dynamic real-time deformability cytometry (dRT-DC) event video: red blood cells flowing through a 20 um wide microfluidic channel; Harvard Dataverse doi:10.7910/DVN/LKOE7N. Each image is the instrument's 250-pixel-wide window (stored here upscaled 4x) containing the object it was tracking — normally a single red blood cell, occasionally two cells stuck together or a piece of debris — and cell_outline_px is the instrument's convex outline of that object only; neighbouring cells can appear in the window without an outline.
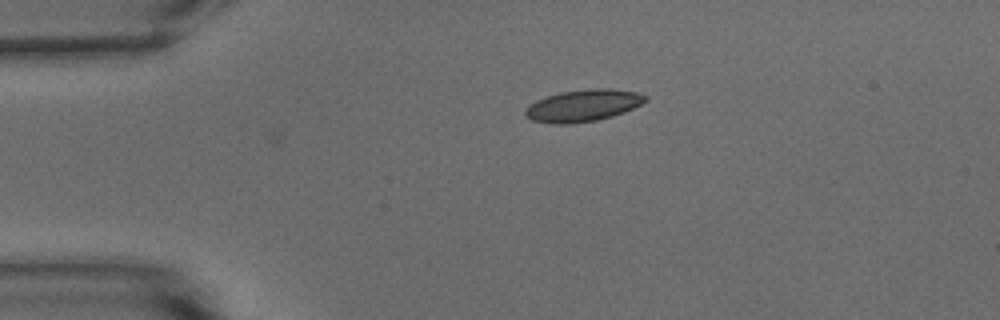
{"species": "common noctule bat (a hibernating species)", "species_latin": "Nyctalus noctula", "temperature_condition": "warm", "stored_images_in_passage": 33, "camera_frame_rate_fps": 3000, "um_per_image_px": 0.085, "animal": {"sex": "male", "body_mass_g": 15.6}, "frame": {"image": 1, "passage_image": 1, "time_ms": 0.0, "image_size_px": [1000, 320], "cell_outline_px": [[648, 100], [624, 112], [612, 116], [596, 120], [572, 124], [552, 124], [532, 120], [524, 112], [528, 104], [536, 100], [560, 92], [588, 88], [608, 88], [636, 92], [648, 96]], "centroid_in_image_um": [49.56, 8.96], "position_along_channel_um": 35.4, "area_um2": 22.37}}
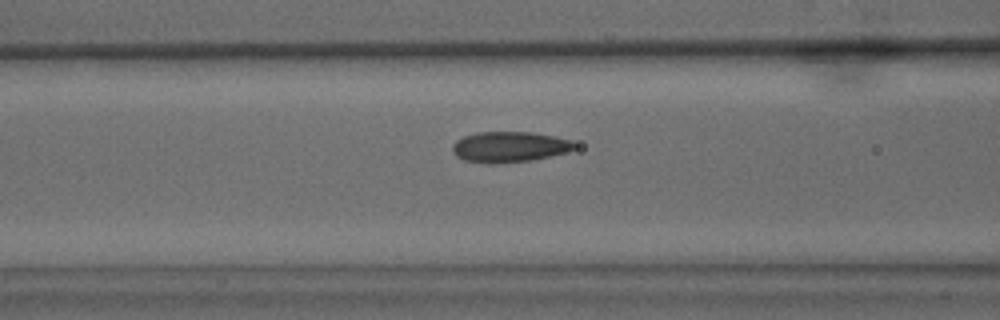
{"frame": {"image": 2, "passage_image": 11, "time_ms": 3.333, "image_size_px": [1000, 320], "cell_outline_px": [[576, 148], [568, 152], [552, 156], [532, 160], [496, 164], [488, 164], [464, 160], [456, 156], [452, 152], [452, 144], [456, 140], [464, 136], [480, 132], [532, 132], [556, 136], [572, 140], [576, 144]], "centroid_in_image_um": [43.32, 12.49], "position_along_channel_um": 123.3, "area_um2": 22.14}}
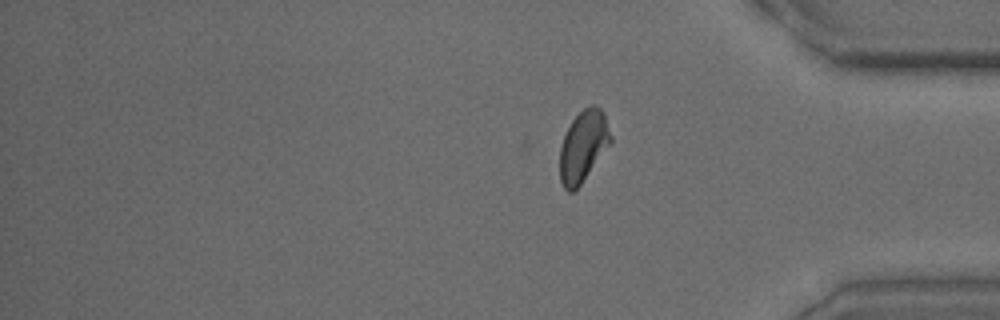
{"frame": {"image": 3, "passage_image": 33, "time_ms": 10.667, "image_size_px": [1000, 320], "cell_outline_px": [[612, 144], [580, 184], [572, 192], [568, 192], [564, 188], [560, 180], [560, 148], [564, 136], [572, 120], [588, 104], [596, 104], [604, 112], [612, 136]], "centroid_in_image_um": [49.61, 12.4], "position_along_channel_um": 385.6, "area_um2": 21.27}, "authors_computed_cell_mechanics": {"area_um2": 21.6172, "velocity_mm_per_s": 3.773, "shape_relaxation_time_tau1_ms": 3.6584, "shape_relaxation_time_tau2_ms": 1.3124, "deformation_change_tau1": 0.1299, "deformation_change_tau2": 0.055}}